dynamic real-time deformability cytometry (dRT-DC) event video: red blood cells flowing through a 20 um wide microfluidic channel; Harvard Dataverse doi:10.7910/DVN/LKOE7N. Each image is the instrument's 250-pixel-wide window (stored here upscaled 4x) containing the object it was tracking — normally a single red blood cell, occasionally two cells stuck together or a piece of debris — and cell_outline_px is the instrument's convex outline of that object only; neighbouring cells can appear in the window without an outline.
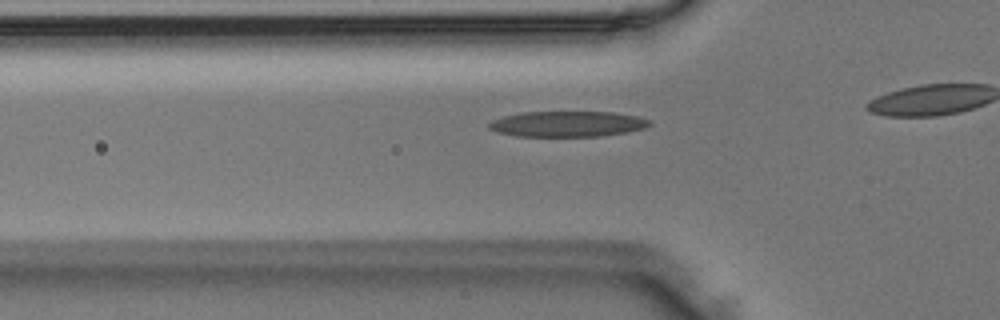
{"species": "Egyptian fruit bat (a non-hibernating species)", "species_latin": "Rousettus aegyptiacus", "temperature_condition": "room temperature", "stored_images_in_passage": 27, "camera_frame_rate_fps": 3000, "um_per_image_px": 0.085, "animal": {"sex": "male"}, "frame": {"image": 1, "passage_image": 5, "time_ms": 1.333, "image_size_px": [1000, 320], "cell_outline_px": [[652, 124], [644, 128], [628, 132], [600, 136], [516, 136], [496, 132], [488, 128], [488, 124], [492, 120], [504, 116], [524, 112], [612, 112], [636, 116], [652, 120]], "centroid_in_image_um": [48.24, 10.54], "position_along_channel_um": 77.6, "area_um2": 23.99}}
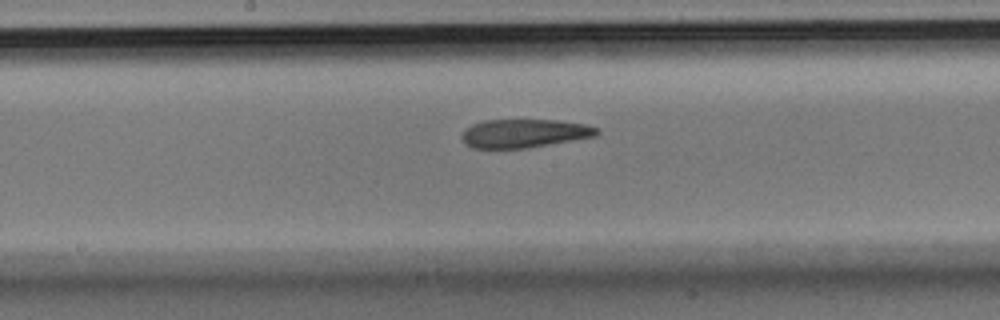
{"frame": {"image": 2, "passage_image": 14, "time_ms": 4.333, "image_size_px": [1000, 320], "cell_outline_px": [[600, 132], [596, 136], [528, 148], [472, 148], [464, 144], [460, 136], [472, 124], [484, 120], [556, 120], [584, 124], [600, 128]], "centroid_in_image_um": [44.57, 11.34], "position_along_channel_um": 203.6, "area_um2": 22.48}}
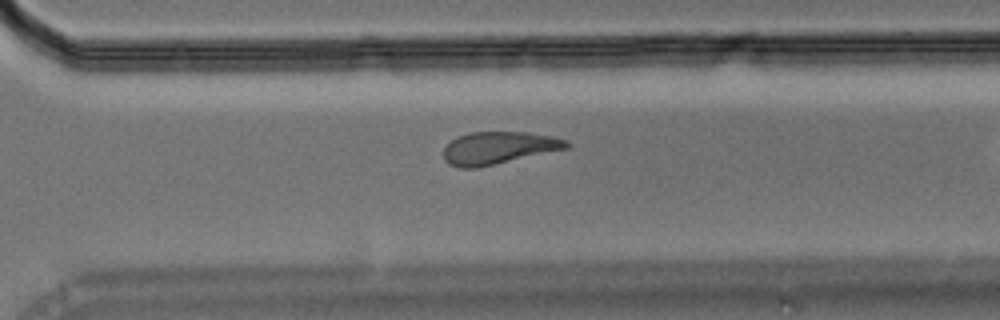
{"frame": {"image": 3, "passage_image": 23, "time_ms": 7.333, "image_size_px": [1000, 320], "cell_outline_px": [[568, 148], [476, 168], [460, 168], [448, 164], [444, 160], [444, 148], [456, 136], [472, 132], [528, 132], [552, 136], [568, 140]], "centroid_in_image_um": [42.35, 12.57], "position_along_channel_um": 328.3, "area_um2": 23.12}}